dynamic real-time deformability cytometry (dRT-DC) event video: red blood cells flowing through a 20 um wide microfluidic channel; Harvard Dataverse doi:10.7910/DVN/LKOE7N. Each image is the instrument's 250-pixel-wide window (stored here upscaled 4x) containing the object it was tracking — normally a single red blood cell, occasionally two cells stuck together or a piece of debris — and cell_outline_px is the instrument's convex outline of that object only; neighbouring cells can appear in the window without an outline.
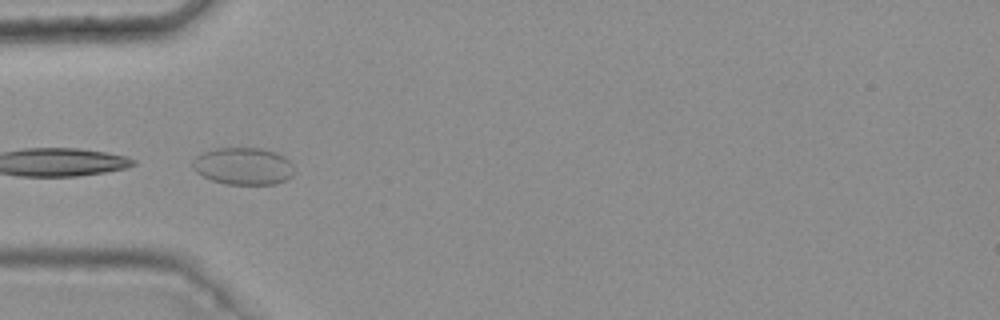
{"species": "common noctule bat (a hibernating species)", "species_latin": "Nyctalus noctula", "temperature_condition": "warm", "stored_images_in_passage": 7, "camera_frame_rate_fps": 3000, "um_per_image_px": 0.085, "animal": {"sex": "female", "body_mass_g": 25.1}, "frame": {"image": 1, "passage_image": 3, "time_ms": 0.667, "image_size_px": [1000, 320], "cell_outline_px": [[296, 172], [292, 176], [276, 184], [224, 184], [212, 180], [196, 172], [192, 168], [192, 160], [196, 156], [204, 152], [216, 148], [260, 148], [276, 152], [284, 156], [292, 164]], "centroid_in_image_um": [20.69, 14.12], "position_along_channel_um": 64.3, "area_um2": 22.14}}
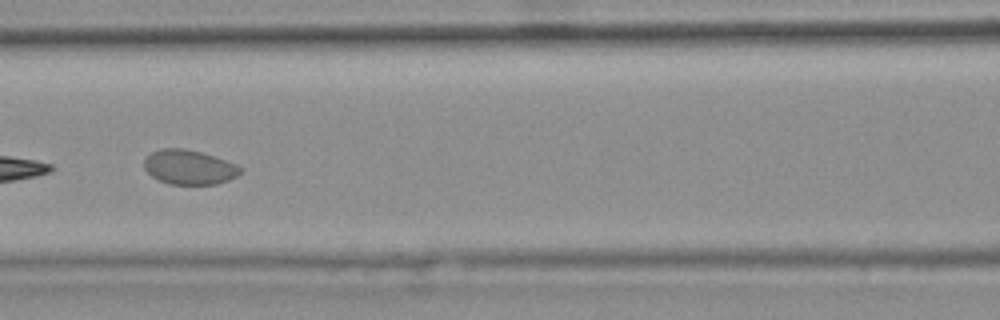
{"frame": {"image": 2, "passage_image": 5, "time_ms": 1.333, "image_size_px": [1000, 320], "cell_outline_px": [[244, 168], [236, 176], [228, 180], [216, 184], [168, 184], [156, 180], [144, 168], [144, 160], [152, 152], [160, 148], [184, 148], [200, 152], [236, 164]], "centroid_in_image_um": [16.05, 14.21], "position_along_channel_um": 150.5, "area_um2": 19.31}}